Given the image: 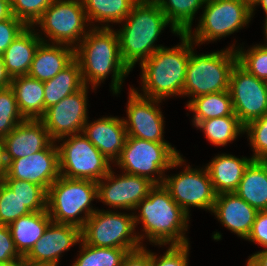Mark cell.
<instances>
[{
  "label": "cell",
  "instance_id": "7bdbcfd3",
  "mask_svg": "<svg viewBox=\"0 0 267 266\" xmlns=\"http://www.w3.org/2000/svg\"><path fill=\"white\" fill-rule=\"evenodd\" d=\"M246 240L262 245L267 249V211L257 212L251 232Z\"/></svg>",
  "mask_w": 267,
  "mask_h": 266
},
{
  "label": "cell",
  "instance_id": "d590c367",
  "mask_svg": "<svg viewBox=\"0 0 267 266\" xmlns=\"http://www.w3.org/2000/svg\"><path fill=\"white\" fill-rule=\"evenodd\" d=\"M237 62L256 78L267 81V46L254 45L246 52L236 48Z\"/></svg>",
  "mask_w": 267,
  "mask_h": 266
},
{
  "label": "cell",
  "instance_id": "f1b7e54d",
  "mask_svg": "<svg viewBox=\"0 0 267 266\" xmlns=\"http://www.w3.org/2000/svg\"><path fill=\"white\" fill-rule=\"evenodd\" d=\"M186 105L194 112L192 122L195 127L206 119L236 115L229 90L198 96Z\"/></svg>",
  "mask_w": 267,
  "mask_h": 266
},
{
  "label": "cell",
  "instance_id": "6da1fadb",
  "mask_svg": "<svg viewBox=\"0 0 267 266\" xmlns=\"http://www.w3.org/2000/svg\"><path fill=\"white\" fill-rule=\"evenodd\" d=\"M75 59L84 85L91 84L93 90L111 73V90L118 94L124 77L130 72L120 56L117 32L111 27H91L75 47Z\"/></svg>",
  "mask_w": 267,
  "mask_h": 266
},
{
  "label": "cell",
  "instance_id": "ab89813d",
  "mask_svg": "<svg viewBox=\"0 0 267 266\" xmlns=\"http://www.w3.org/2000/svg\"><path fill=\"white\" fill-rule=\"evenodd\" d=\"M189 244L170 245L164 255L151 252V266H188Z\"/></svg>",
  "mask_w": 267,
  "mask_h": 266
},
{
  "label": "cell",
  "instance_id": "d4e9b609",
  "mask_svg": "<svg viewBox=\"0 0 267 266\" xmlns=\"http://www.w3.org/2000/svg\"><path fill=\"white\" fill-rule=\"evenodd\" d=\"M234 193L257 211H267V162L253 160Z\"/></svg>",
  "mask_w": 267,
  "mask_h": 266
},
{
  "label": "cell",
  "instance_id": "83f0119b",
  "mask_svg": "<svg viewBox=\"0 0 267 266\" xmlns=\"http://www.w3.org/2000/svg\"><path fill=\"white\" fill-rule=\"evenodd\" d=\"M43 85L45 113L46 109L56 105L63 98L79 91L84 86L78 61L74 59L55 77L43 82Z\"/></svg>",
  "mask_w": 267,
  "mask_h": 266
},
{
  "label": "cell",
  "instance_id": "ba28073f",
  "mask_svg": "<svg viewBox=\"0 0 267 266\" xmlns=\"http://www.w3.org/2000/svg\"><path fill=\"white\" fill-rule=\"evenodd\" d=\"M135 227L134 213L129 215L97 209L81 229V238L91 246L123 248L131 252L143 247L140 241L145 236L136 235Z\"/></svg>",
  "mask_w": 267,
  "mask_h": 266
},
{
  "label": "cell",
  "instance_id": "f546056e",
  "mask_svg": "<svg viewBox=\"0 0 267 266\" xmlns=\"http://www.w3.org/2000/svg\"><path fill=\"white\" fill-rule=\"evenodd\" d=\"M86 12L88 21L108 23H121L126 16L131 12L133 5L138 0H81ZM92 21V22H91Z\"/></svg>",
  "mask_w": 267,
  "mask_h": 266
},
{
  "label": "cell",
  "instance_id": "4316f807",
  "mask_svg": "<svg viewBox=\"0 0 267 266\" xmlns=\"http://www.w3.org/2000/svg\"><path fill=\"white\" fill-rule=\"evenodd\" d=\"M13 89L19 110L25 119H40L44 114V85L29 75L14 77Z\"/></svg>",
  "mask_w": 267,
  "mask_h": 266
},
{
  "label": "cell",
  "instance_id": "ee69618b",
  "mask_svg": "<svg viewBox=\"0 0 267 266\" xmlns=\"http://www.w3.org/2000/svg\"><path fill=\"white\" fill-rule=\"evenodd\" d=\"M122 266H151V252L145 247L128 252Z\"/></svg>",
  "mask_w": 267,
  "mask_h": 266
},
{
  "label": "cell",
  "instance_id": "d6a6232c",
  "mask_svg": "<svg viewBox=\"0 0 267 266\" xmlns=\"http://www.w3.org/2000/svg\"><path fill=\"white\" fill-rule=\"evenodd\" d=\"M81 251L72 266H122L128 251L123 248L96 247L80 241Z\"/></svg>",
  "mask_w": 267,
  "mask_h": 266
},
{
  "label": "cell",
  "instance_id": "e0dca14e",
  "mask_svg": "<svg viewBox=\"0 0 267 266\" xmlns=\"http://www.w3.org/2000/svg\"><path fill=\"white\" fill-rule=\"evenodd\" d=\"M53 141L28 157L11 160L3 179H19L42 186L46 191L59 178V153Z\"/></svg>",
  "mask_w": 267,
  "mask_h": 266
},
{
  "label": "cell",
  "instance_id": "f6af8a7d",
  "mask_svg": "<svg viewBox=\"0 0 267 266\" xmlns=\"http://www.w3.org/2000/svg\"><path fill=\"white\" fill-rule=\"evenodd\" d=\"M247 266H267V249L261 250L248 258Z\"/></svg>",
  "mask_w": 267,
  "mask_h": 266
},
{
  "label": "cell",
  "instance_id": "7c38bea8",
  "mask_svg": "<svg viewBox=\"0 0 267 266\" xmlns=\"http://www.w3.org/2000/svg\"><path fill=\"white\" fill-rule=\"evenodd\" d=\"M229 93L234 113L244 126L267 114V81L256 78L238 62L230 73Z\"/></svg>",
  "mask_w": 267,
  "mask_h": 266
},
{
  "label": "cell",
  "instance_id": "ac0fdd59",
  "mask_svg": "<svg viewBox=\"0 0 267 266\" xmlns=\"http://www.w3.org/2000/svg\"><path fill=\"white\" fill-rule=\"evenodd\" d=\"M81 239L79 227L51 222L24 258L32 262L57 266L61 253L80 243Z\"/></svg>",
  "mask_w": 267,
  "mask_h": 266
},
{
  "label": "cell",
  "instance_id": "277c9868",
  "mask_svg": "<svg viewBox=\"0 0 267 266\" xmlns=\"http://www.w3.org/2000/svg\"><path fill=\"white\" fill-rule=\"evenodd\" d=\"M181 44L158 49L140 64L142 69V96L161 100L182 95L188 60L193 40L187 33H180Z\"/></svg>",
  "mask_w": 267,
  "mask_h": 266
},
{
  "label": "cell",
  "instance_id": "52a82bcc",
  "mask_svg": "<svg viewBox=\"0 0 267 266\" xmlns=\"http://www.w3.org/2000/svg\"><path fill=\"white\" fill-rule=\"evenodd\" d=\"M235 45L217 52L197 55L190 51L183 96L192 97L229 90L230 73L237 62Z\"/></svg>",
  "mask_w": 267,
  "mask_h": 266
},
{
  "label": "cell",
  "instance_id": "1f68e13d",
  "mask_svg": "<svg viewBox=\"0 0 267 266\" xmlns=\"http://www.w3.org/2000/svg\"><path fill=\"white\" fill-rule=\"evenodd\" d=\"M197 128L202 129L209 142L216 146H225L244 132V125L236 115L201 121Z\"/></svg>",
  "mask_w": 267,
  "mask_h": 266
},
{
  "label": "cell",
  "instance_id": "bcb514c9",
  "mask_svg": "<svg viewBox=\"0 0 267 266\" xmlns=\"http://www.w3.org/2000/svg\"><path fill=\"white\" fill-rule=\"evenodd\" d=\"M8 160L3 140L0 138V178H4L7 174Z\"/></svg>",
  "mask_w": 267,
  "mask_h": 266
},
{
  "label": "cell",
  "instance_id": "7a4b0ae2",
  "mask_svg": "<svg viewBox=\"0 0 267 266\" xmlns=\"http://www.w3.org/2000/svg\"><path fill=\"white\" fill-rule=\"evenodd\" d=\"M121 22L117 32L120 56L131 71L136 62L147 60L161 45H155L163 29L170 24L172 33H180L171 25L155 0H138Z\"/></svg>",
  "mask_w": 267,
  "mask_h": 266
},
{
  "label": "cell",
  "instance_id": "f5cc1de1",
  "mask_svg": "<svg viewBox=\"0 0 267 266\" xmlns=\"http://www.w3.org/2000/svg\"><path fill=\"white\" fill-rule=\"evenodd\" d=\"M3 183V178H0V186L2 185Z\"/></svg>",
  "mask_w": 267,
  "mask_h": 266
},
{
  "label": "cell",
  "instance_id": "9a60e30c",
  "mask_svg": "<svg viewBox=\"0 0 267 266\" xmlns=\"http://www.w3.org/2000/svg\"><path fill=\"white\" fill-rule=\"evenodd\" d=\"M138 91L130 88L126 110L128 119L123 118L127 136L168 143L163 140L164 118L157 107L161 100L142 96Z\"/></svg>",
  "mask_w": 267,
  "mask_h": 266
},
{
  "label": "cell",
  "instance_id": "ffe728a7",
  "mask_svg": "<svg viewBox=\"0 0 267 266\" xmlns=\"http://www.w3.org/2000/svg\"><path fill=\"white\" fill-rule=\"evenodd\" d=\"M82 134L111 162H115L125 146L127 131L119 117H102L86 121Z\"/></svg>",
  "mask_w": 267,
  "mask_h": 266
},
{
  "label": "cell",
  "instance_id": "c3c4849f",
  "mask_svg": "<svg viewBox=\"0 0 267 266\" xmlns=\"http://www.w3.org/2000/svg\"><path fill=\"white\" fill-rule=\"evenodd\" d=\"M11 16V2L8 0H0V21L9 19Z\"/></svg>",
  "mask_w": 267,
  "mask_h": 266
},
{
  "label": "cell",
  "instance_id": "74e56055",
  "mask_svg": "<svg viewBox=\"0 0 267 266\" xmlns=\"http://www.w3.org/2000/svg\"><path fill=\"white\" fill-rule=\"evenodd\" d=\"M244 132L248 134L250 145L254 150L252 158L265 161L267 159V114L246 124Z\"/></svg>",
  "mask_w": 267,
  "mask_h": 266
},
{
  "label": "cell",
  "instance_id": "484cf974",
  "mask_svg": "<svg viewBox=\"0 0 267 266\" xmlns=\"http://www.w3.org/2000/svg\"><path fill=\"white\" fill-rule=\"evenodd\" d=\"M52 222L47 210L31 212L8 225L16 249L25 257Z\"/></svg>",
  "mask_w": 267,
  "mask_h": 266
},
{
  "label": "cell",
  "instance_id": "cb8c5ba5",
  "mask_svg": "<svg viewBox=\"0 0 267 266\" xmlns=\"http://www.w3.org/2000/svg\"><path fill=\"white\" fill-rule=\"evenodd\" d=\"M254 159L237 158L231 154L215 156L205 168L216 194L235 192L248 165Z\"/></svg>",
  "mask_w": 267,
  "mask_h": 266
},
{
  "label": "cell",
  "instance_id": "b9f144b4",
  "mask_svg": "<svg viewBox=\"0 0 267 266\" xmlns=\"http://www.w3.org/2000/svg\"><path fill=\"white\" fill-rule=\"evenodd\" d=\"M28 26L15 16L0 21V56Z\"/></svg>",
  "mask_w": 267,
  "mask_h": 266
},
{
  "label": "cell",
  "instance_id": "3957f363",
  "mask_svg": "<svg viewBox=\"0 0 267 266\" xmlns=\"http://www.w3.org/2000/svg\"><path fill=\"white\" fill-rule=\"evenodd\" d=\"M135 209V226L142 222L143 232L156 245H185L189 215L172 199L170 192L161 185H155L146 198Z\"/></svg>",
  "mask_w": 267,
  "mask_h": 266
},
{
  "label": "cell",
  "instance_id": "60d3db41",
  "mask_svg": "<svg viewBox=\"0 0 267 266\" xmlns=\"http://www.w3.org/2000/svg\"><path fill=\"white\" fill-rule=\"evenodd\" d=\"M22 258L13 242L8 225H0V265L14 266Z\"/></svg>",
  "mask_w": 267,
  "mask_h": 266
},
{
  "label": "cell",
  "instance_id": "4fadbf2b",
  "mask_svg": "<svg viewBox=\"0 0 267 266\" xmlns=\"http://www.w3.org/2000/svg\"><path fill=\"white\" fill-rule=\"evenodd\" d=\"M185 166L179 174L165 177L163 186L188 215L191 206L212 212L217 194L207 169L197 170L189 165Z\"/></svg>",
  "mask_w": 267,
  "mask_h": 266
},
{
  "label": "cell",
  "instance_id": "681fc988",
  "mask_svg": "<svg viewBox=\"0 0 267 266\" xmlns=\"http://www.w3.org/2000/svg\"><path fill=\"white\" fill-rule=\"evenodd\" d=\"M17 266H52V265L32 262L23 257L17 262Z\"/></svg>",
  "mask_w": 267,
  "mask_h": 266
},
{
  "label": "cell",
  "instance_id": "836d02e7",
  "mask_svg": "<svg viewBox=\"0 0 267 266\" xmlns=\"http://www.w3.org/2000/svg\"><path fill=\"white\" fill-rule=\"evenodd\" d=\"M3 182L31 212L47 210V191L42 186L19 179H3Z\"/></svg>",
  "mask_w": 267,
  "mask_h": 266
},
{
  "label": "cell",
  "instance_id": "8fae6325",
  "mask_svg": "<svg viewBox=\"0 0 267 266\" xmlns=\"http://www.w3.org/2000/svg\"><path fill=\"white\" fill-rule=\"evenodd\" d=\"M87 22L81 0H54L34 24L40 25L52 43L75 48L88 33Z\"/></svg>",
  "mask_w": 267,
  "mask_h": 266
},
{
  "label": "cell",
  "instance_id": "5b68a950",
  "mask_svg": "<svg viewBox=\"0 0 267 266\" xmlns=\"http://www.w3.org/2000/svg\"><path fill=\"white\" fill-rule=\"evenodd\" d=\"M94 199H98L97 182L60 175L47 190V212L52 222L82 229L97 210L90 205Z\"/></svg>",
  "mask_w": 267,
  "mask_h": 266
},
{
  "label": "cell",
  "instance_id": "44dd1931",
  "mask_svg": "<svg viewBox=\"0 0 267 266\" xmlns=\"http://www.w3.org/2000/svg\"><path fill=\"white\" fill-rule=\"evenodd\" d=\"M257 212L234 192L217 194L212 210L222 225L245 240L251 232Z\"/></svg>",
  "mask_w": 267,
  "mask_h": 266
},
{
  "label": "cell",
  "instance_id": "2e32d148",
  "mask_svg": "<svg viewBox=\"0 0 267 266\" xmlns=\"http://www.w3.org/2000/svg\"><path fill=\"white\" fill-rule=\"evenodd\" d=\"M114 175L112 169L97 182L98 200L113 208L135 210V207L148 196L155 186L145 177L124 173Z\"/></svg>",
  "mask_w": 267,
  "mask_h": 266
},
{
  "label": "cell",
  "instance_id": "8d00e7d4",
  "mask_svg": "<svg viewBox=\"0 0 267 266\" xmlns=\"http://www.w3.org/2000/svg\"><path fill=\"white\" fill-rule=\"evenodd\" d=\"M30 213L18 195L3 182L0 186V225H9Z\"/></svg>",
  "mask_w": 267,
  "mask_h": 266
},
{
  "label": "cell",
  "instance_id": "9c48e42d",
  "mask_svg": "<svg viewBox=\"0 0 267 266\" xmlns=\"http://www.w3.org/2000/svg\"><path fill=\"white\" fill-rule=\"evenodd\" d=\"M205 5L194 34L187 32L197 45L238 32L252 17V5L247 0H206Z\"/></svg>",
  "mask_w": 267,
  "mask_h": 266
},
{
  "label": "cell",
  "instance_id": "603a6c76",
  "mask_svg": "<svg viewBox=\"0 0 267 266\" xmlns=\"http://www.w3.org/2000/svg\"><path fill=\"white\" fill-rule=\"evenodd\" d=\"M28 26L1 55L11 78L28 75L35 51L45 39ZM34 31V32H33Z\"/></svg>",
  "mask_w": 267,
  "mask_h": 266
},
{
  "label": "cell",
  "instance_id": "7402d4cb",
  "mask_svg": "<svg viewBox=\"0 0 267 266\" xmlns=\"http://www.w3.org/2000/svg\"><path fill=\"white\" fill-rule=\"evenodd\" d=\"M41 42L34 54L28 75L45 82L55 77L75 59V48L66 44Z\"/></svg>",
  "mask_w": 267,
  "mask_h": 266
},
{
  "label": "cell",
  "instance_id": "e575fe53",
  "mask_svg": "<svg viewBox=\"0 0 267 266\" xmlns=\"http://www.w3.org/2000/svg\"><path fill=\"white\" fill-rule=\"evenodd\" d=\"M23 120L13 89L0 88V138L6 137Z\"/></svg>",
  "mask_w": 267,
  "mask_h": 266
},
{
  "label": "cell",
  "instance_id": "4dcf8cb0",
  "mask_svg": "<svg viewBox=\"0 0 267 266\" xmlns=\"http://www.w3.org/2000/svg\"><path fill=\"white\" fill-rule=\"evenodd\" d=\"M168 21L179 33L192 30L194 16L206 0H155Z\"/></svg>",
  "mask_w": 267,
  "mask_h": 266
},
{
  "label": "cell",
  "instance_id": "5bb4252c",
  "mask_svg": "<svg viewBox=\"0 0 267 266\" xmlns=\"http://www.w3.org/2000/svg\"><path fill=\"white\" fill-rule=\"evenodd\" d=\"M84 85L79 91L66 96L56 105L45 110L40 120L45 125L53 141L73 134L82 133L88 120L87 93Z\"/></svg>",
  "mask_w": 267,
  "mask_h": 266
},
{
  "label": "cell",
  "instance_id": "816d5d0a",
  "mask_svg": "<svg viewBox=\"0 0 267 266\" xmlns=\"http://www.w3.org/2000/svg\"><path fill=\"white\" fill-rule=\"evenodd\" d=\"M264 33L266 36V40H267V19H265V24H264ZM267 44V43H266Z\"/></svg>",
  "mask_w": 267,
  "mask_h": 266
},
{
  "label": "cell",
  "instance_id": "d6986e66",
  "mask_svg": "<svg viewBox=\"0 0 267 266\" xmlns=\"http://www.w3.org/2000/svg\"><path fill=\"white\" fill-rule=\"evenodd\" d=\"M8 163L47 148L52 142L40 119H25L3 139Z\"/></svg>",
  "mask_w": 267,
  "mask_h": 266
},
{
  "label": "cell",
  "instance_id": "f907efd6",
  "mask_svg": "<svg viewBox=\"0 0 267 266\" xmlns=\"http://www.w3.org/2000/svg\"><path fill=\"white\" fill-rule=\"evenodd\" d=\"M252 5V16H253V13H254V7L256 5H261L263 10L265 11V14H266V19H267V0H255L251 3Z\"/></svg>",
  "mask_w": 267,
  "mask_h": 266
},
{
  "label": "cell",
  "instance_id": "30bf717a",
  "mask_svg": "<svg viewBox=\"0 0 267 266\" xmlns=\"http://www.w3.org/2000/svg\"><path fill=\"white\" fill-rule=\"evenodd\" d=\"M66 137L57 146L61 176L98 182L110 172V161L82 133Z\"/></svg>",
  "mask_w": 267,
  "mask_h": 266
},
{
  "label": "cell",
  "instance_id": "7dc6e473",
  "mask_svg": "<svg viewBox=\"0 0 267 266\" xmlns=\"http://www.w3.org/2000/svg\"><path fill=\"white\" fill-rule=\"evenodd\" d=\"M12 78L6 71L2 57L0 56V88L10 87Z\"/></svg>",
  "mask_w": 267,
  "mask_h": 266
},
{
  "label": "cell",
  "instance_id": "8992f818",
  "mask_svg": "<svg viewBox=\"0 0 267 266\" xmlns=\"http://www.w3.org/2000/svg\"><path fill=\"white\" fill-rule=\"evenodd\" d=\"M115 162L124 169L122 173L145 177L155 185H161L164 182L165 170L180 167L185 159L169 143L127 136L125 146ZM155 174L158 175L157 179Z\"/></svg>",
  "mask_w": 267,
  "mask_h": 266
},
{
  "label": "cell",
  "instance_id": "f35d334b",
  "mask_svg": "<svg viewBox=\"0 0 267 266\" xmlns=\"http://www.w3.org/2000/svg\"><path fill=\"white\" fill-rule=\"evenodd\" d=\"M54 0H12V15L23 21L27 26H33Z\"/></svg>",
  "mask_w": 267,
  "mask_h": 266
}]
</instances>
